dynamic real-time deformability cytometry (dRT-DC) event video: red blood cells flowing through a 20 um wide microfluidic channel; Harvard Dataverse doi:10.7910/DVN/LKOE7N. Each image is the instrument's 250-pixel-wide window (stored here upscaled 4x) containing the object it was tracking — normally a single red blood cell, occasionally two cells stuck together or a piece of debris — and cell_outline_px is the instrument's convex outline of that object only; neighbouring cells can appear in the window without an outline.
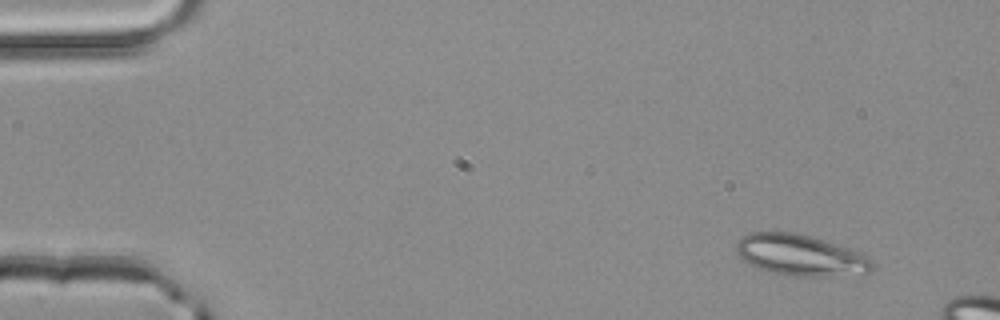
{"species": "common noctule bat (a hibernating species)", "species_latin": "Nyctalus noctula", "temperature_condition": "room temperature", "stored_images_in_passage": 3, "camera_frame_rate_fps": 3000, "um_per_image_px": 0.085, "animal": {"sex": "male", "body_mass_g": 20.4}, "frame": {"image": 1, "passage_image": 1, "time_ms": 0.0, "image_size_px": [1000, 320], "cell_outline_px": [[876, 268], [872, 272], [864, 276], [796, 276], [772, 272], [756, 268], [744, 260], [736, 252], [736, 244], [748, 232], [796, 232], [812, 236], [848, 248], [868, 256], [876, 264]], "centroid_in_image_um": [68.15, 21.71], "position_along_channel_um": 16.9, "area_um2": 33.12}}